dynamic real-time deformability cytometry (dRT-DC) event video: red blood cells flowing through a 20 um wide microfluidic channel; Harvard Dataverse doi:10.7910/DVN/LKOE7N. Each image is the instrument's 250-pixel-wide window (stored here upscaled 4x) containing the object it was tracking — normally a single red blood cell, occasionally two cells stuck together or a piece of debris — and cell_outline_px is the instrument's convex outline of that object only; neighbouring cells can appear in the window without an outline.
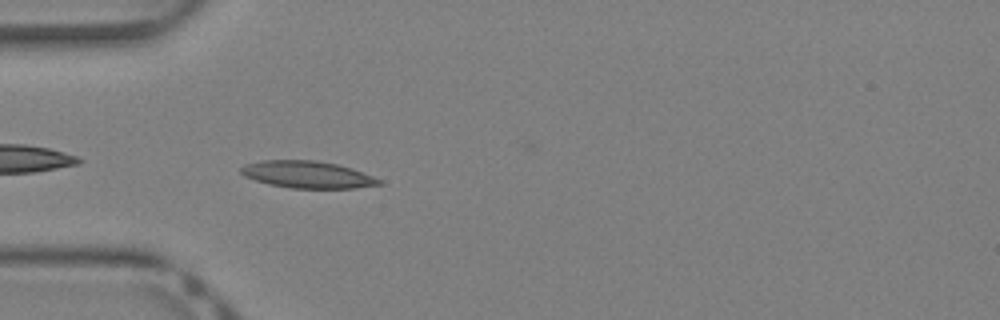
{"species": "Egyptian fruit bat (a non-hibernating species)", "species_latin": "Rousettus aegyptiacus", "temperature_condition": "warm", "stored_images_in_passage": 30, "camera_frame_rate_fps": 3000, "um_per_image_px": 0.085, "animal": {"sex": "female"}, "frame": {"image": 1, "passage_image": 2, "time_ms": 0.333, "image_size_px": [1000, 320], "cell_outline_px": [[384, 184], [356, 188], [292, 188], [268, 184], [244, 176], [240, 172], [240, 168], [244, 164], [264, 160], [316, 160], [336, 164], [352, 168], [372, 176], [380, 180]], "centroid_in_image_um": [26.12, 14.84], "position_along_channel_um": 58.9, "area_um2": 21.73}}
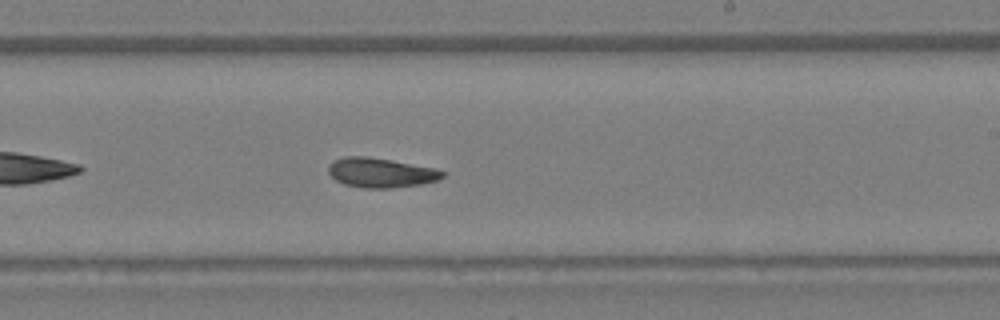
{"frame": {"image": 2, "passage_image": 14, "time_ms": 4.333, "image_size_px": [1000, 320], "cell_outline_px": [[448, 172], [444, 176], [436, 180], [420, 184], [392, 188], [364, 188], [344, 184], [336, 180], [328, 172], [328, 164], [332, 160], [344, 156], [368, 156], [392, 160], [436, 168]], "centroid_in_image_um": [32.36, 14.66], "position_along_channel_um": 256.6, "area_um2": 19.88}}
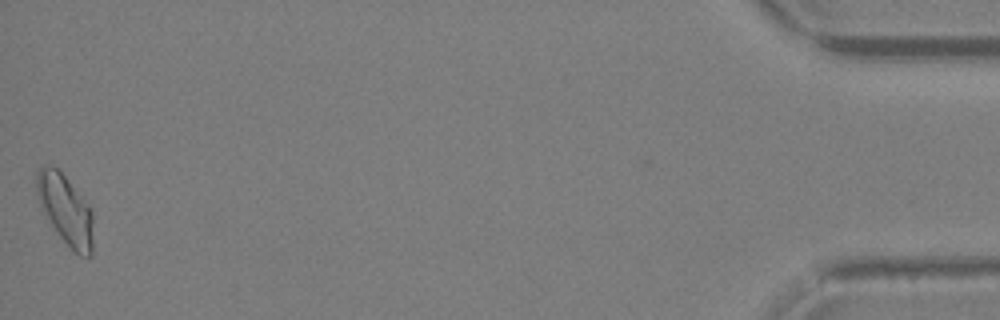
{"frame": {"image": 3, "passage_image": 30, "time_ms": 9.667, "image_size_px": [1000, 320], "cell_outline_px": [[92, 256], [80, 256], [72, 252], [44, 216], [40, 208], [36, 192], [36, 172], [44, 164], [52, 164], [64, 176], [92, 208]], "centroid_in_image_um": [5.54, 17.83], "position_along_channel_um": 429.7, "area_um2": 23.35}}